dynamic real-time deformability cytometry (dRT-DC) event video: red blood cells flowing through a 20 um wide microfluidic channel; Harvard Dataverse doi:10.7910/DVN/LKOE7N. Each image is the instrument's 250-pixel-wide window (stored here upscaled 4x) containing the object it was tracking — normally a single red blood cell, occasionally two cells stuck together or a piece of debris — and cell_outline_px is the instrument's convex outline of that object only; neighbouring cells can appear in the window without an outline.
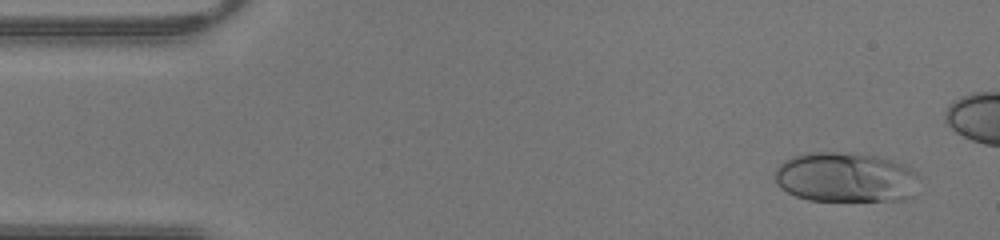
{"species": "human", "species_latin": "Homo sapiens", "temperature_condition": "warm", "stored_images_in_passage": 35, "camera_frame_rate_fps": 3000, "um_per_image_px": 0.085, "donor": {"sex": "male"}, "frame": {"image": 1, "passage_image": 3, "time_ms": 0.667, "image_size_px": [1000, 240], "cell_outline_px": [[916, 176], [912, 196], [908, 200], [808, 200], [796, 196], [780, 188], [776, 184], [776, 168], [784, 160], [792, 156], [808, 152], [852, 152], [876, 156], [912, 168]], "centroid_in_image_um": [71.82, 15.07], "position_along_channel_um": 13.2, "area_um2": 41.79}}
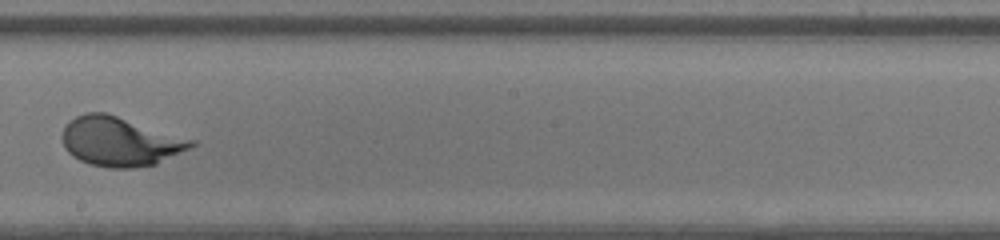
{"frame": {"image": 2, "passage_image": 24, "time_ms": 7.667, "image_size_px": [1000, 240], "cell_outline_px": [[196, 144], [156, 164], [132, 168], [112, 168], [92, 164], [80, 160], [72, 156], [64, 148], [60, 136], [64, 128], [76, 116], [84, 112], [104, 112], [196, 140]], "centroid_in_image_um": [10.17, 12.02], "position_along_channel_um": 238.0, "area_um2": 36.7}}
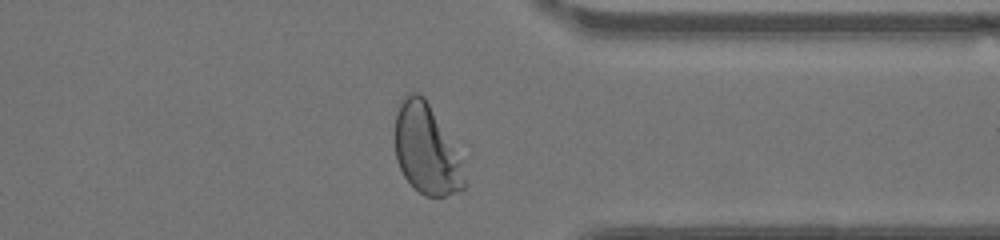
{"frame": {"image": 3, "passage_image": 33, "time_ms": 10.667, "image_size_px": [1000, 240], "cell_outline_px": [[472, 152], [464, 188], [444, 196], [424, 196], [404, 176], [396, 160], [396, 112], [400, 104], [412, 92], [416, 92], [424, 96]], "centroid_in_image_um": [36.51, 12.66], "position_along_channel_um": 374.9, "area_um2": 39.77}}